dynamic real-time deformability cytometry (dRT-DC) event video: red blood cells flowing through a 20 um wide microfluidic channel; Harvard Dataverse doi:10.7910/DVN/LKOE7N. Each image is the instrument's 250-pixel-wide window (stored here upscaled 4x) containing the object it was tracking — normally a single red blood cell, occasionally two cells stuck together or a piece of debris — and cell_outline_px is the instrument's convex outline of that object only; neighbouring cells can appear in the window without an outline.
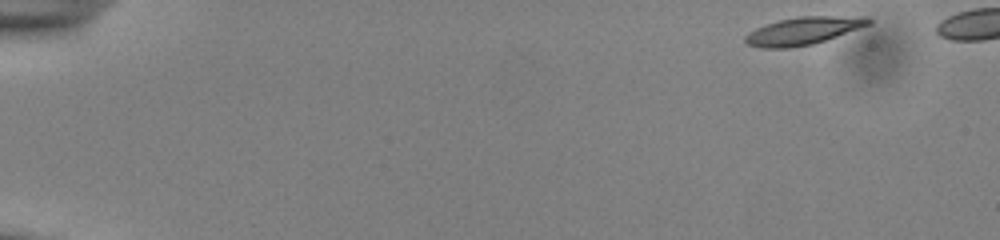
{"species": "common noctule bat (a hibernating species)", "species_latin": "Nyctalus noctula", "temperature_condition": "cold", "stored_images_in_passage": 47, "camera_frame_rate_fps": 3000, "um_per_image_px": 0.085, "animal": {"sex": "male", "body_mass_g": 13.0, "forearm_length_mm": 53.1}, "frame": {"image": 1, "passage_image": 1, "time_ms": 0.0, "image_size_px": [1000, 240], "cell_outline_px": [[872, 24], [812, 44], [788, 48], [760, 48], [748, 44], [744, 40], [744, 36], [748, 32], [756, 28], [780, 20], [796, 16], [864, 16], [872, 20]], "centroid_in_image_um": [68.28, 2.61], "position_along_channel_um": 16.7, "area_um2": 19.77}}
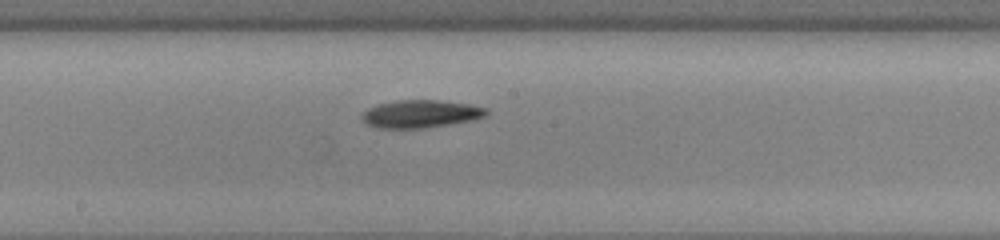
{"frame": {"image": 2, "passage_image": 27, "time_ms": 8.667, "image_size_px": [1000, 240], "cell_outline_px": [[488, 116], [472, 120], [424, 128], [376, 128], [364, 124], [360, 120], [360, 116], [368, 108], [376, 104], [396, 100], [436, 100], [468, 104], [488, 108]], "centroid_in_image_um": [35.7, 9.68], "position_along_channel_um": 212.5, "area_um2": 20.35}}
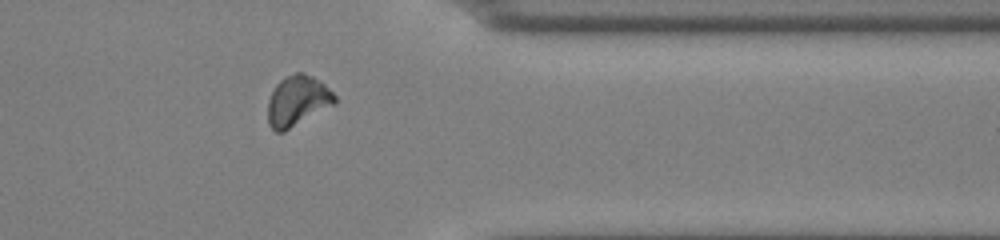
{"frame": {"image": 3, "passage_image": 41, "time_ms": 13.333, "image_size_px": [1000, 240], "cell_outline_px": [[336, 104], [284, 132], [276, 132], [268, 124], [268, 100], [276, 84], [280, 80], [296, 72], [304, 72], [312, 76], [324, 84], [336, 96]], "centroid_in_image_um": [25.29, 8.59], "position_along_channel_um": 386.1, "area_um2": 19.71}}